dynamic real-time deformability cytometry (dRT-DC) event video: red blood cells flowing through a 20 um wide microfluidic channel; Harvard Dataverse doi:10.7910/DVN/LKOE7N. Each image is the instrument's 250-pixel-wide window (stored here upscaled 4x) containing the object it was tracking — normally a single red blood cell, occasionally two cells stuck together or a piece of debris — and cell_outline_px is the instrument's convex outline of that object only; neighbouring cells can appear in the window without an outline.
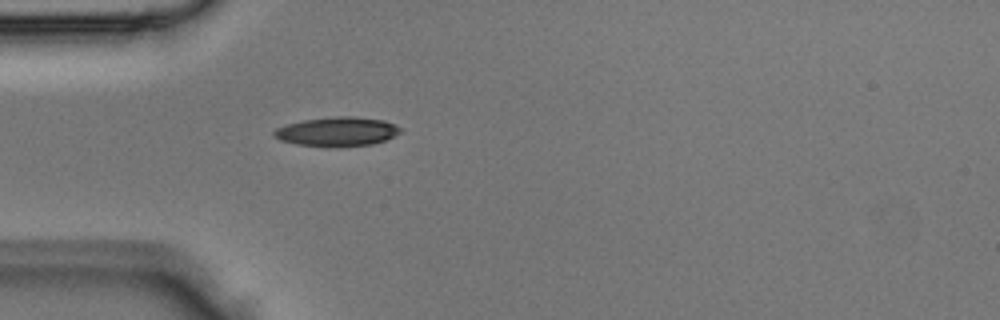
{"species": "Egyptian fruit bat (a non-hibernating species)", "species_latin": "Rousettus aegyptiacus", "temperature_condition": "room temperature", "stored_images_in_passage": 3, "segment_of_instrument_passage": [1, 2], "camera_frame_rate_fps": 3000, "um_per_image_px": 0.085, "animal": {"sex": "male"}, "frame": {"image": 1, "passage_image": 2, "time_ms": 0.333, "image_size_px": [1000, 320], "cell_outline_px": [[404, 128], [400, 132], [384, 140], [372, 144], [296, 144], [280, 140], [272, 136], [272, 132], [276, 128], [288, 124], [304, 120], [336, 116], [352, 116], [384, 120], [396, 124]], "centroid_in_image_um": [28.67, 11.13], "position_along_channel_um": 56.3, "area_um2": 20.63}}